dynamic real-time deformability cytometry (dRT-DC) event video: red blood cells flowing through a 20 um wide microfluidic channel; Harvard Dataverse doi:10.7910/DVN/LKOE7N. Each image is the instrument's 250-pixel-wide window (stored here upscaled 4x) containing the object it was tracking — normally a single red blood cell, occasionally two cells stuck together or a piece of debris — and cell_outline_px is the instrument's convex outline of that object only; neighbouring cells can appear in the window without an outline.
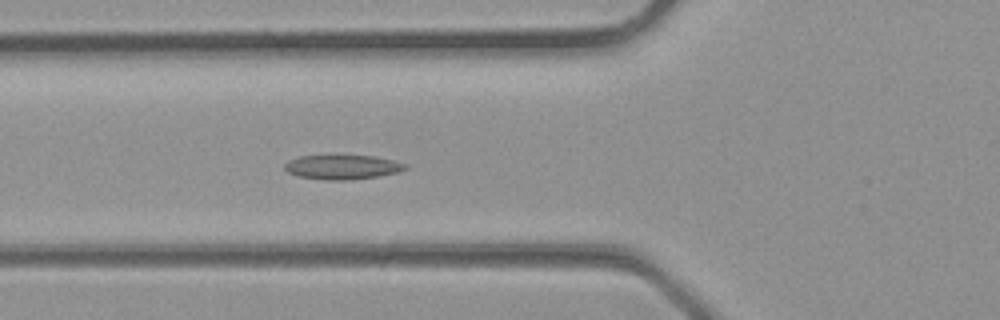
{"species": "common noctule bat (a hibernating species)", "species_latin": "Nyctalus noctula", "temperature_condition": "room temperature", "stored_images_in_passage": 32, "camera_frame_rate_fps": 3000, "um_per_image_px": 0.085, "animal": {"sex": "male", "body_mass_g": 23.1, "forearm_length_mm": 52.7}, "frame": {"image": 1, "passage_image": 12, "time_ms": 3.667, "image_size_px": [1000, 320], "cell_outline_px": [[408, 168], [400, 172], [380, 176], [348, 180], [328, 180], [300, 176], [288, 172], [284, 168], [284, 164], [288, 160], [300, 156], [328, 152], [332, 152], [376, 156], [408, 164]], "centroid_in_image_um": [29.11, 14.14], "position_along_channel_um": 96.7, "area_um2": 18.26}}
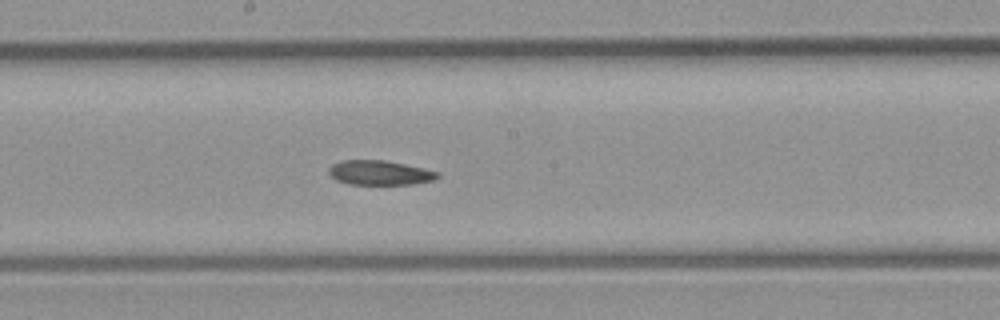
{"frame": {"image": 2, "passage_image": 18, "time_ms": 5.667, "image_size_px": [1000, 320], "cell_outline_px": [[440, 176], [432, 180], [412, 184], [348, 184], [336, 180], [328, 172], [328, 168], [332, 164], [340, 160], [384, 160], [424, 168], [440, 172]], "centroid_in_image_um": [32.26, 14.67], "position_along_channel_um": 215.9, "area_um2": 15.55}}
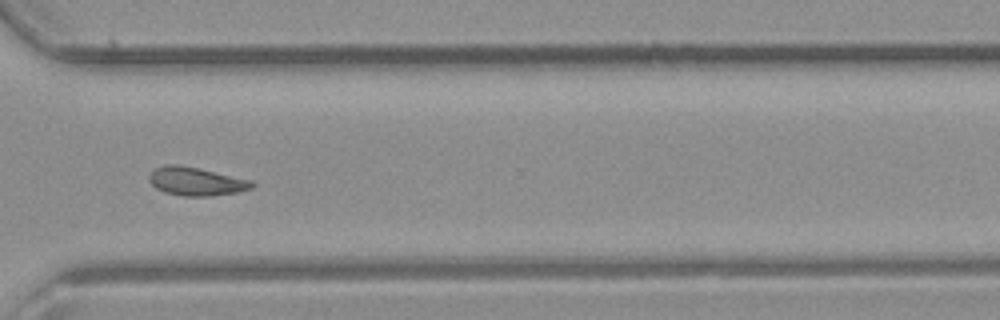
{"frame": {"image": 3, "passage_image": 25, "time_ms": 8.0, "image_size_px": [1000, 320], "cell_outline_px": [[256, 184], [252, 188], [236, 192], [212, 196], [184, 196], [164, 192], [156, 188], [148, 180], [148, 176], [156, 168], [164, 164], [176, 164], [200, 168], [252, 180]], "centroid_in_image_um": [16.67, 15.41], "position_along_channel_um": 353.9, "area_um2": 17.11}}